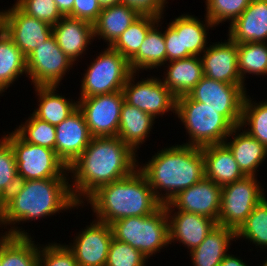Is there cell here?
I'll return each mask as SVG.
<instances>
[{
	"instance_id": "obj_1",
	"label": "cell",
	"mask_w": 267,
	"mask_h": 266,
	"mask_svg": "<svg viewBox=\"0 0 267 266\" xmlns=\"http://www.w3.org/2000/svg\"><path fill=\"white\" fill-rule=\"evenodd\" d=\"M136 156L117 136L92 137L89 145L68 167L74 176L70 187L75 200L82 205V196L87 198L98 187L130 176L139 165Z\"/></svg>"
},
{
	"instance_id": "obj_2",
	"label": "cell",
	"mask_w": 267,
	"mask_h": 266,
	"mask_svg": "<svg viewBox=\"0 0 267 266\" xmlns=\"http://www.w3.org/2000/svg\"><path fill=\"white\" fill-rule=\"evenodd\" d=\"M69 179L47 178L19 181L0 203V225L44 218L80 204L73 197Z\"/></svg>"
},
{
	"instance_id": "obj_3",
	"label": "cell",
	"mask_w": 267,
	"mask_h": 266,
	"mask_svg": "<svg viewBox=\"0 0 267 266\" xmlns=\"http://www.w3.org/2000/svg\"><path fill=\"white\" fill-rule=\"evenodd\" d=\"M137 169L146 177L154 196L162 205L205 177L201 147L185 144L162 149ZM158 189H164L165 194H160Z\"/></svg>"
},
{
	"instance_id": "obj_4",
	"label": "cell",
	"mask_w": 267,
	"mask_h": 266,
	"mask_svg": "<svg viewBox=\"0 0 267 266\" xmlns=\"http://www.w3.org/2000/svg\"><path fill=\"white\" fill-rule=\"evenodd\" d=\"M85 199L97 220L109 225L126 217L151 215L162 206L138 169L126 178L98 187Z\"/></svg>"
},
{
	"instance_id": "obj_5",
	"label": "cell",
	"mask_w": 267,
	"mask_h": 266,
	"mask_svg": "<svg viewBox=\"0 0 267 266\" xmlns=\"http://www.w3.org/2000/svg\"><path fill=\"white\" fill-rule=\"evenodd\" d=\"M175 114L189 134L190 140L185 145L203 147L224 143L234 128L217 110L192 100L188 95L176 98Z\"/></svg>"
},
{
	"instance_id": "obj_6",
	"label": "cell",
	"mask_w": 267,
	"mask_h": 266,
	"mask_svg": "<svg viewBox=\"0 0 267 266\" xmlns=\"http://www.w3.org/2000/svg\"><path fill=\"white\" fill-rule=\"evenodd\" d=\"M113 238L138 249L146 259L169 244L168 218L162 205L151 215L126 217L111 224Z\"/></svg>"
},
{
	"instance_id": "obj_7",
	"label": "cell",
	"mask_w": 267,
	"mask_h": 266,
	"mask_svg": "<svg viewBox=\"0 0 267 266\" xmlns=\"http://www.w3.org/2000/svg\"><path fill=\"white\" fill-rule=\"evenodd\" d=\"M4 138L14 152L19 181L67 178L68 168L57 157L55 150L27 143L15 131L4 135Z\"/></svg>"
},
{
	"instance_id": "obj_8",
	"label": "cell",
	"mask_w": 267,
	"mask_h": 266,
	"mask_svg": "<svg viewBox=\"0 0 267 266\" xmlns=\"http://www.w3.org/2000/svg\"><path fill=\"white\" fill-rule=\"evenodd\" d=\"M86 71L81 81L80 98L122 91L133 73L129 61L110 46L97 56Z\"/></svg>"
},
{
	"instance_id": "obj_9",
	"label": "cell",
	"mask_w": 267,
	"mask_h": 266,
	"mask_svg": "<svg viewBox=\"0 0 267 266\" xmlns=\"http://www.w3.org/2000/svg\"><path fill=\"white\" fill-rule=\"evenodd\" d=\"M255 177L245 176L222 187L217 225L237 231L254 207L266 196L264 188Z\"/></svg>"
},
{
	"instance_id": "obj_10",
	"label": "cell",
	"mask_w": 267,
	"mask_h": 266,
	"mask_svg": "<svg viewBox=\"0 0 267 266\" xmlns=\"http://www.w3.org/2000/svg\"><path fill=\"white\" fill-rule=\"evenodd\" d=\"M246 92L245 85L228 84L203 76L188 96L217 110L236 127L241 124Z\"/></svg>"
},
{
	"instance_id": "obj_11",
	"label": "cell",
	"mask_w": 267,
	"mask_h": 266,
	"mask_svg": "<svg viewBox=\"0 0 267 266\" xmlns=\"http://www.w3.org/2000/svg\"><path fill=\"white\" fill-rule=\"evenodd\" d=\"M92 137H116L123 105V91L78 99Z\"/></svg>"
},
{
	"instance_id": "obj_12",
	"label": "cell",
	"mask_w": 267,
	"mask_h": 266,
	"mask_svg": "<svg viewBox=\"0 0 267 266\" xmlns=\"http://www.w3.org/2000/svg\"><path fill=\"white\" fill-rule=\"evenodd\" d=\"M73 64L52 35L27 56V75L34 87L58 86Z\"/></svg>"
},
{
	"instance_id": "obj_13",
	"label": "cell",
	"mask_w": 267,
	"mask_h": 266,
	"mask_svg": "<svg viewBox=\"0 0 267 266\" xmlns=\"http://www.w3.org/2000/svg\"><path fill=\"white\" fill-rule=\"evenodd\" d=\"M134 76L136 75L133 72L122 90L126 103L150 114L154 119L168 111L175 113L176 97L161 79L151 77L135 84Z\"/></svg>"
},
{
	"instance_id": "obj_14",
	"label": "cell",
	"mask_w": 267,
	"mask_h": 266,
	"mask_svg": "<svg viewBox=\"0 0 267 266\" xmlns=\"http://www.w3.org/2000/svg\"><path fill=\"white\" fill-rule=\"evenodd\" d=\"M0 26L26 57L53 35L52 25L25 14L15 4L0 11Z\"/></svg>"
},
{
	"instance_id": "obj_15",
	"label": "cell",
	"mask_w": 267,
	"mask_h": 266,
	"mask_svg": "<svg viewBox=\"0 0 267 266\" xmlns=\"http://www.w3.org/2000/svg\"><path fill=\"white\" fill-rule=\"evenodd\" d=\"M222 197V187L204 177L191 187L179 192L165 209L196 213L218 222Z\"/></svg>"
},
{
	"instance_id": "obj_16",
	"label": "cell",
	"mask_w": 267,
	"mask_h": 266,
	"mask_svg": "<svg viewBox=\"0 0 267 266\" xmlns=\"http://www.w3.org/2000/svg\"><path fill=\"white\" fill-rule=\"evenodd\" d=\"M67 247L73 252L78 266H105L109 246L113 239L111 225L94 220L75 236Z\"/></svg>"
},
{
	"instance_id": "obj_17",
	"label": "cell",
	"mask_w": 267,
	"mask_h": 266,
	"mask_svg": "<svg viewBox=\"0 0 267 266\" xmlns=\"http://www.w3.org/2000/svg\"><path fill=\"white\" fill-rule=\"evenodd\" d=\"M55 128V153L68 168L89 145L92 136L79 108Z\"/></svg>"
},
{
	"instance_id": "obj_18",
	"label": "cell",
	"mask_w": 267,
	"mask_h": 266,
	"mask_svg": "<svg viewBox=\"0 0 267 266\" xmlns=\"http://www.w3.org/2000/svg\"><path fill=\"white\" fill-rule=\"evenodd\" d=\"M226 42L210 45L200 56L204 76L233 85H244L238 71L237 43Z\"/></svg>"
},
{
	"instance_id": "obj_19",
	"label": "cell",
	"mask_w": 267,
	"mask_h": 266,
	"mask_svg": "<svg viewBox=\"0 0 267 266\" xmlns=\"http://www.w3.org/2000/svg\"><path fill=\"white\" fill-rule=\"evenodd\" d=\"M165 210L168 218L169 244L177 239L176 241L185 245L189 251L197 248L217 225L213 219L196 213L178 210L172 214L175 208Z\"/></svg>"
},
{
	"instance_id": "obj_20",
	"label": "cell",
	"mask_w": 267,
	"mask_h": 266,
	"mask_svg": "<svg viewBox=\"0 0 267 266\" xmlns=\"http://www.w3.org/2000/svg\"><path fill=\"white\" fill-rule=\"evenodd\" d=\"M228 36L237 44L267 43V0H252L242 14L230 23Z\"/></svg>"
},
{
	"instance_id": "obj_21",
	"label": "cell",
	"mask_w": 267,
	"mask_h": 266,
	"mask_svg": "<svg viewBox=\"0 0 267 266\" xmlns=\"http://www.w3.org/2000/svg\"><path fill=\"white\" fill-rule=\"evenodd\" d=\"M52 34L60 49L75 63L94 40L93 24L77 18L63 16L52 26Z\"/></svg>"
},
{
	"instance_id": "obj_22",
	"label": "cell",
	"mask_w": 267,
	"mask_h": 266,
	"mask_svg": "<svg viewBox=\"0 0 267 266\" xmlns=\"http://www.w3.org/2000/svg\"><path fill=\"white\" fill-rule=\"evenodd\" d=\"M205 177L223 187L244 178L232 151L225 143L201 147Z\"/></svg>"
},
{
	"instance_id": "obj_23",
	"label": "cell",
	"mask_w": 267,
	"mask_h": 266,
	"mask_svg": "<svg viewBox=\"0 0 267 266\" xmlns=\"http://www.w3.org/2000/svg\"><path fill=\"white\" fill-rule=\"evenodd\" d=\"M39 247L30 235L18 227H11L0 236L1 266H38Z\"/></svg>"
},
{
	"instance_id": "obj_24",
	"label": "cell",
	"mask_w": 267,
	"mask_h": 266,
	"mask_svg": "<svg viewBox=\"0 0 267 266\" xmlns=\"http://www.w3.org/2000/svg\"><path fill=\"white\" fill-rule=\"evenodd\" d=\"M163 83L178 98L188 95L204 76L200 56H190L168 62Z\"/></svg>"
},
{
	"instance_id": "obj_25",
	"label": "cell",
	"mask_w": 267,
	"mask_h": 266,
	"mask_svg": "<svg viewBox=\"0 0 267 266\" xmlns=\"http://www.w3.org/2000/svg\"><path fill=\"white\" fill-rule=\"evenodd\" d=\"M241 125L236 126L230 132L229 137H233L230 142L226 139L224 143L232 151L239 168L246 176H257L256 170L267 157V148L247 131L240 134Z\"/></svg>"
},
{
	"instance_id": "obj_26",
	"label": "cell",
	"mask_w": 267,
	"mask_h": 266,
	"mask_svg": "<svg viewBox=\"0 0 267 266\" xmlns=\"http://www.w3.org/2000/svg\"><path fill=\"white\" fill-rule=\"evenodd\" d=\"M139 16L137 11L123 3L102 8L93 23L94 37L100 36L111 46Z\"/></svg>"
},
{
	"instance_id": "obj_27",
	"label": "cell",
	"mask_w": 267,
	"mask_h": 266,
	"mask_svg": "<svg viewBox=\"0 0 267 266\" xmlns=\"http://www.w3.org/2000/svg\"><path fill=\"white\" fill-rule=\"evenodd\" d=\"M236 238V231L228 227L216 225L206 236L204 241L194 250L190 251L194 266H219Z\"/></svg>"
},
{
	"instance_id": "obj_28",
	"label": "cell",
	"mask_w": 267,
	"mask_h": 266,
	"mask_svg": "<svg viewBox=\"0 0 267 266\" xmlns=\"http://www.w3.org/2000/svg\"><path fill=\"white\" fill-rule=\"evenodd\" d=\"M154 118L135 106L123 102L119 120V137L135 153L140 144H143L154 124Z\"/></svg>"
},
{
	"instance_id": "obj_29",
	"label": "cell",
	"mask_w": 267,
	"mask_h": 266,
	"mask_svg": "<svg viewBox=\"0 0 267 266\" xmlns=\"http://www.w3.org/2000/svg\"><path fill=\"white\" fill-rule=\"evenodd\" d=\"M204 21L184 14L169 23L180 36L181 52L185 57L201 56L200 53L206 50L205 46L208 44L206 31L214 24L207 17Z\"/></svg>"
},
{
	"instance_id": "obj_30",
	"label": "cell",
	"mask_w": 267,
	"mask_h": 266,
	"mask_svg": "<svg viewBox=\"0 0 267 266\" xmlns=\"http://www.w3.org/2000/svg\"><path fill=\"white\" fill-rule=\"evenodd\" d=\"M57 88V86H35L40 103L32 112L38 119L54 126L60 124L78 108V101H69L62 95L56 94Z\"/></svg>"
},
{
	"instance_id": "obj_31",
	"label": "cell",
	"mask_w": 267,
	"mask_h": 266,
	"mask_svg": "<svg viewBox=\"0 0 267 266\" xmlns=\"http://www.w3.org/2000/svg\"><path fill=\"white\" fill-rule=\"evenodd\" d=\"M24 73L27 74V57L0 26V94Z\"/></svg>"
},
{
	"instance_id": "obj_32",
	"label": "cell",
	"mask_w": 267,
	"mask_h": 266,
	"mask_svg": "<svg viewBox=\"0 0 267 266\" xmlns=\"http://www.w3.org/2000/svg\"><path fill=\"white\" fill-rule=\"evenodd\" d=\"M160 19H158L156 26L154 25L148 31L138 52L129 60L130 68L135 74L141 69L150 68L151 70L166 64L164 33L158 30Z\"/></svg>"
},
{
	"instance_id": "obj_33",
	"label": "cell",
	"mask_w": 267,
	"mask_h": 266,
	"mask_svg": "<svg viewBox=\"0 0 267 266\" xmlns=\"http://www.w3.org/2000/svg\"><path fill=\"white\" fill-rule=\"evenodd\" d=\"M159 18L140 15L110 46L128 61L138 52L148 31L156 25Z\"/></svg>"
},
{
	"instance_id": "obj_34",
	"label": "cell",
	"mask_w": 267,
	"mask_h": 266,
	"mask_svg": "<svg viewBox=\"0 0 267 266\" xmlns=\"http://www.w3.org/2000/svg\"><path fill=\"white\" fill-rule=\"evenodd\" d=\"M238 71L244 83L246 73L267 75V43L247 42L239 43Z\"/></svg>"
},
{
	"instance_id": "obj_35",
	"label": "cell",
	"mask_w": 267,
	"mask_h": 266,
	"mask_svg": "<svg viewBox=\"0 0 267 266\" xmlns=\"http://www.w3.org/2000/svg\"><path fill=\"white\" fill-rule=\"evenodd\" d=\"M250 240L256 246L267 248V199L264 197L253 209L246 221L236 231L237 238Z\"/></svg>"
},
{
	"instance_id": "obj_36",
	"label": "cell",
	"mask_w": 267,
	"mask_h": 266,
	"mask_svg": "<svg viewBox=\"0 0 267 266\" xmlns=\"http://www.w3.org/2000/svg\"><path fill=\"white\" fill-rule=\"evenodd\" d=\"M249 95L245 96L242 110L241 127L249 125L247 131L267 148V101L253 104Z\"/></svg>"
},
{
	"instance_id": "obj_37",
	"label": "cell",
	"mask_w": 267,
	"mask_h": 266,
	"mask_svg": "<svg viewBox=\"0 0 267 266\" xmlns=\"http://www.w3.org/2000/svg\"><path fill=\"white\" fill-rule=\"evenodd\" d=\"M31 117L14 130L25 142L55 150L56 128L30 114Z\"/></svg>"
},
{
	"instance_id": "obj_38",
	"label": "cell",
	"mask_w": 267,
	"mask_h": 266,
	"mask_svg": "<svg viewBox=\"0 0 267 266\" xmlns=\"http://www.w3.org/2000/svg\"><path fill=\"white\" fill-rule=\"evenodd\" d=\"M18 182L14 152L3 137L0 139V203L14 190Z\"/></svg>"
},
{
	"instance_id": "obj_39",
	"label": "cell",
	"mask_w": 267,
	"mask_h": 266,
	"mask_svg": "<svg viewBox=\"0 0 267 266\" xmlns=\"http://www.w3.org/2000/svg\"><path fill=\"white\" fill-rule=\"evenodd\" d=\"M252 0H206V17L214 26L231 20L232 23L248 7Z\"/></svg>"
},
{
	"instance_id": "obj_40",
	"label": "cell",
	"mask_w": 267,
	"mask_h": 266,
	"mask_svg": "<svg viewBox=\"0 0 267 266\" xmlns=\"http://www.w3.org/2000/svg\"><path fill=\"white\" fill-rule=\"evenodd\" d=\"M146 260L138 249L113 238L105 266H146Z\"/></svg>"
},
{
	"instance_id": "obj_41",
	"label": "cell",
	"mask_w": 267,
	"mask_h": 266,
	"mask_svg": "<svg viewBox=\"0 0 267 266\" xmlns=\"http://www.w3.org/2000/svg\"><path fill=\"white\" fill-rule=\"evenodd\" d=\"M15 5L25 14L52 26L63 17L54 0H17Z\"/></svg>"
},
{
	"instance_id": "obj_42",
	"label": "cell",
	"mask_w": 267,
	"mask_h": 266,
	"mask_svg": "<svg viewBox=\"0 0 267 266\" xmlns=\"http://www.w3.org/2000/svg\"><path fill=\"white\" fill-rule=\"evenodd\" d=\"M50 244L39 246L38 266H78L73 252L67 245Z\"/></svg>"
},
{
	"instance_id": "obj_43",
	"label": "cell",
	"mask_w": 267,
	"mask_h": 266,
	"mask_svg": "<svg viewBox=\"0 0 267 266\" xmlns=\"http://www.w3.org/2000/svg\"><path fill=\"white\" fill-rule=\"evenodd\" d=\"M102 7L98 0H75L72 13L69 17L94 23L101 13Z\"/></svg>"
},
{
	"instance_id": "obj_44",
	"label": "cell",
	"mask_w": 267,
	"mask_h": 266,
	"mask_svg": "<svg viewBox=\"0 0 267 266\" xmlns=\"http://www.w3.org/2000/svg\"><path fill=\"white\" fill-rule=\"evenodd\" d=\"M167 0H121V3L133 8L140 15H150L163 18V9Z\"/></svg>"
},
{
	"instance_id": "obj_45",
	"label": "cell",
	"mask_w": 267,
	"mask_h": 266,
	"mask_svg": "<svg viewBox=\"0 0 267 266\" xmlns=\"http://www.w3.org/2000/svg\"><path fill=\"white\" fill-rule=\"evenodd\" d=\"M164 39L166 45V63L167 61L179 60L186 58L181 52L180 36L177 31L168 24L164 31Z\"/></svg>"
},
{
	"instance_id": "obj_46",
	"label": "cell",
	"mask_w": 267,
	"mask_h": 266,
	"mask_svg": "<svg viewBox=\"0 0 267 266\" xmlns=\"http://www.w3.org/2000/svg\"><path fill=\"white\" fill-rule=\"evenodd\" d=\"M60 13L63 16H69L72 13L75 0H54Z\"/></svg>"
},
{
	"instance_id": "obj_47",
	"label": "cell",
	"mask_w": 267,
	"mask_h": 266,
	"mask_svg": "<svg viewBox=\"0 0 267 266\" xmlns=\"http://www.w3.org/2000/svg\"><path fill=\"white\" fill-rule=\"evenodd\" d=\"M219 266H248L243 260L234 255L226 254Z\"/></svg>"
},
{
	"instance_id": "obj_48",
	"label": "cell",
	"mask_w": 267,
	"mask_h": 266,
	"mask_svg": "<svg viewBox=\"0 0 267 266\" xmlns=\"http://www.w3.org/2000/svg\"><path fill=\"white\" fill-rule=\"evenodd\" d=\"M102 8L121 3V0H98Z\"/></svg>"
},
{
	"instance_id": "obj_49",
	"label": "cell",
	"mask_w": 267,
	"mask_h": 266,
	"mask_svg": "<svg viewBox=\"0 0 267 266\" xmlns=\"http://www.w3.org/2000/svg\"><path fill=\"white\" fill-rule=\"evenodd\" d=\"M263 266H267V259L264 261Z\"/></svg>"
}]
</instances>
